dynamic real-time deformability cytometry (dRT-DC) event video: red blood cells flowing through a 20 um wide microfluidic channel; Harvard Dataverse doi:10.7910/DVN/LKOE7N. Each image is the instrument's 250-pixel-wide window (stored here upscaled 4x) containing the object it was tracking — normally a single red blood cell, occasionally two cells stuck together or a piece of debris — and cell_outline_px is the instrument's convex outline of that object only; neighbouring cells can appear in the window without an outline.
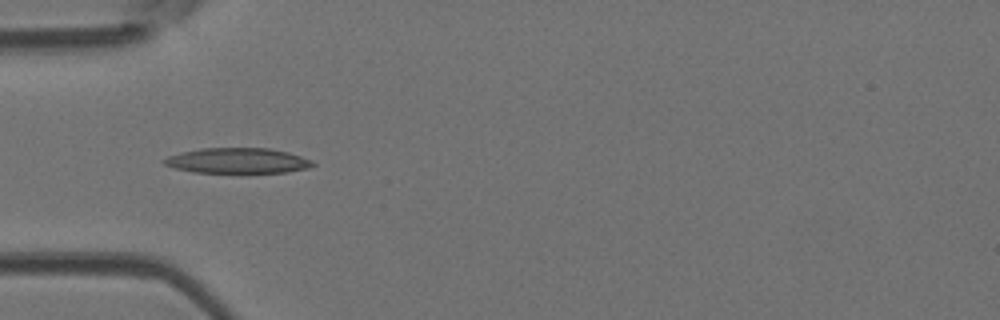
{"species": "Egyptian fruit bat (a non-hibernating species)", "species_latin": "Rousettus aegyptiacus", "temperature_condition": "room temperature", "stored_images_in_passage": 35, "camera_frame_rate_fps": 3000, "um_per_image_px": 0.085, "animal": {"sex": "female"}, "frame": {"image": 1, "passage_image": 1, "time_ms": 0.0, "image_size_px": [1000, 320], "cell_outline_px": [[316, 164], [308, 168], [288, 172], [192, 172], [172, 168], [164, 164], [160, 160], [168, 156], [200, 148], [268, 148], [288, 152], [312, 160]], "centroid_in_image_um": [20.17, 13.65], "position_along_channel_um": 64.8, "area_um2": 21.91}}
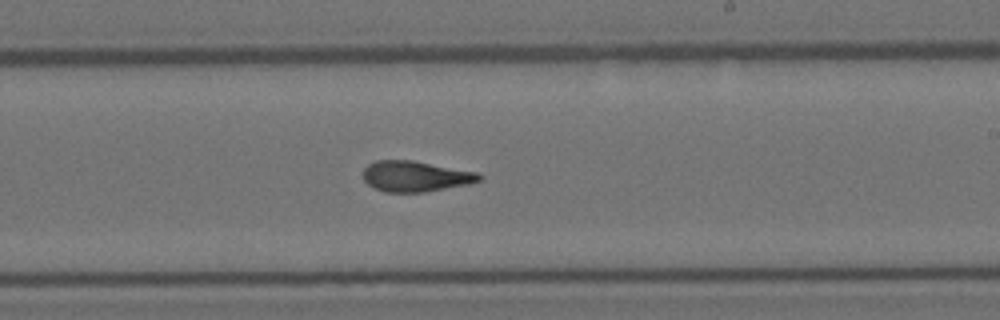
{"frame": {"image": 2, "passage_image": 15, "time_ms": 4.667, "image_size_px": [1000, 320], "cell_outline_px": [[484, 176], [480, 180], [468, 184], [424, 192], [384, 192], [368, 184], [364, 180], [364, 168], [368, 164], [376, 160], [412, 160], [480, 172]], "centroid_in_image_um": [35.35, 14.97], "position_along_channel_um": 253.7, "area_um2": 20.81}}
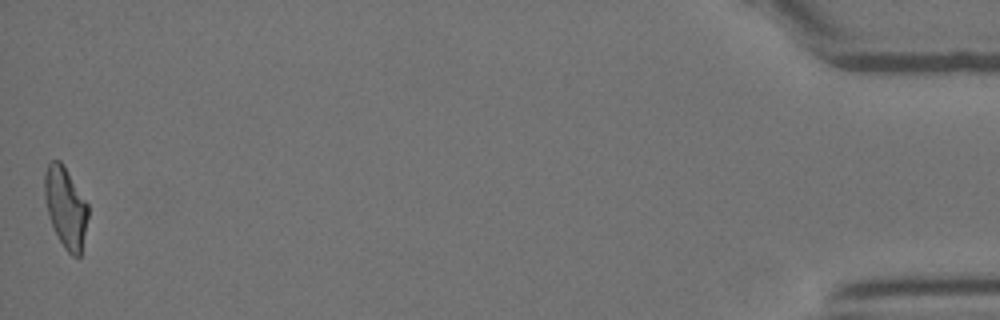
{"frame": {"image": 3, "passage_image": 35, "time_ms": 11.333, "image_size_px": [1000, 320], "cell_outline_px": [[88, 216], [80, 256], [72, 256], [64, 248], [52, 224], [48, 212], [44, 196], [44, 172], [48, 164], [52, 160], [60, 160], [64, 164], [88, 204]], "centroid_in_image_um": [5.58, 17.58], "position_along_channel_um": 429.6, "area_um2": 20.29}, "authors_computed_cell_mechanics": {"area_um2": 20.808, "velocity_mm_per_s": 4.0591, "shape_relaxation_time_tau1_ms": null, "shape_relaxation_time_tau2_ms": 2.1437, "deformation_change_tau1": null, "deformation_change_tau2": 0.1067}}